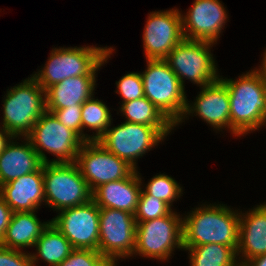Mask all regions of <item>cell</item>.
I'll use <instances>...</instances> for the list:
<instances>
[{
  "label": "cell",
  "mask_w": 266,
  "mask_h": 266,
  "mask_svg": "<svg viewBox=\"0 0 266 266\" xmlns=\"http://www.w3.org/2000/svg\"><path fill=\"white\" fill-rule=\"evenodd\" d=\"M146 62L141 73L144 96L175 126L185 111V89L164 59Z\"/></svg>",
  "instance_id": "cell-5"
},
{
  "label": "cell",
  "mask_w": 266,
  "mask_h": 266,
  "mask_svg": "<svg viewBox=\"0 0 266 266\" xmlns=\"http://www.w3.org/2000/svg\"><path fill=\"white\" fill-rule=\"evenodd\" d=\"M214 43L183 39L164 59L185 89V79L200 88L220 79L211 53Z\"/></svg>",
  "instance_id": "cell-8"
},
{
  "label": "cell",
  "mask_w": 266,
  "mask_h": 266,
  "mask_svg": "<svg viewBox=\"0 0 266 266\" xmlns=\"http://www.w3.org/2000/svg\"><path fill=\"white\" fill-rule=\"evenodd\" d=\"M184 39L216 44L229 17L220 0H195L185 15L182 14Z\"/></svg>",
  "instance_id": "cell-16"
},
{
  "label": "cell",
  "mask_w": 266,
  "mask_h": 266,
  "mask_svg": "<svg viewBox=\"0 0 266 266\" xmlns=\"http://www.w3.org/2000/svg\"><path fill=\"white\" fill-rule=\"evenodd\" d=\"M143 188L145 193L162 200L171 208L173 202L178 200L183 194V187L174 178L164 173L153 176Z\"/></svg>",
  "instance_id": "cell-27"
},
{
  "label": "cell",
  "mask_w": 266,
  "mask_h": 266,
  "mask_svg": "<svg viewBox=\"0 0 266 266\" xmlns=\"http://www.w3.org/2000/svg\"><path fill=\"white\" fill-rule=\"evenodd\" d=\"M263 55L262 57V64L259 67H254L255 70L260 74L262 81L266 85V49L264 50V53L261 54ZM258 68V69H257Z\"/></svg>",
  "instance_id": "cell-36"
},
{
  "label": "cell",
  "mask_w": 266,
  "mask_h": 266,
  "mask_svg": "<svg viewBox=\"0 0 266 266\" xmlns=\"http://www.w3.org/2000/svg\"><path fill=\"white\" fill-rule=\"evenodd\" d=\"M115 49L113 47H59L53 48L43 68L32 76L46 90L48 87L80 75H97L101 66L108 63Z\"/></svg>",
  "instance_id": "cell-3"
},
{
  "label": "cell",
  "mask_w": 266,
  "mask_h": 266,
  "mask_svg": "<svg viewBox=\"0 0 266 266\" xmlns=\"http://www.w3.org/2000/svg\"><path fill=\"white\" fill-rule=\"evenodd\" d=\"M121 107V108H120ZM119 107L121 116L126 122L155 127L165 138L174 130L175 126L159 111V109L145 96Z\"/></svg>",
  "instance_id": "cell-24"
},
{
  "label": "cell",
  "mask_w": 266,
  "mask_h": 266,
  "mask_svg": "<svg viewBox=\"0 0 266 266\" xmlns=\"http://www.w3.org/2000/svg\"><path fill=\"white\" fill-rule=\"evenodd\" d=\"M34 247L36 253H30L32 266H37L40 259L49 266H58L74 250L69 240L52 223L42 232Z\"/></svg>",
  "instance_id": "cell-23"
},
{
  "label": "cell",
  "mask_w": 266,
  "mask_h": 266,
  "mask_svg": "<svg viewBox=\"0 0 266 266\" xmlns=\"http://www.w3.org/2000/svg\"><path fill=\"white\" fill-rule=\"evenodd\" d=\"M116 92L122 97V102H129L144 97L141 72H130L116 81Z\"/></svg>",
  "instance_id": "cell-30"
},
{
  "label": "cell",
  "mask_w": 266,
  "mask_h": 266,
  "mask_svg": "<svg viewBox=\"0 0 266 266\" xmlns=\"http://www.w3.org/2000/svg\"><path fill=\"white\" fill-rule=\"evenodd\" d=\"M182 217L176 211L137 223L133 256L168 261L174 250L183 248Z\"/></svg>",
  "instance_id": "cell-7"
},
{
  "label": "cell",
  "mask_w": 266,
  "mask_h": 266,
  "mask_svg": "<svg viewBox=\"0 0 266 266\" xmlns=\"http://www.w3.org/2000/svg\"><path fill=\"white\" fill-rule=\"evenodd\" d=\"M183 248L189 251L190 266H240L236 252L227 245L205 244Z\"/></svg>",
  "instance_id": "cell-25"
},
{
  "label": "cell",
  "mask_w": 266,
  "mask_h": 266,
  "mask_svg": "<svg viewBox=\"0 0 266 266\" xmlns=\"http://www.w3.org/2000/svg\"><path fill=\"white\" fill-rule=\"evenodd\" d=\"M42 171L45 206L56 213L92 199V192L76 163H43Z\"/></svg>",
  "instance_id": "cell-6"
},
{
  "label": "cell",
  "mask_w": 266,
  "mask_h": 266,
  "mask_svg": "<svg viewBox=\"0 0 266 266\" xmlns=\"http://www.w3.org/2000/svg\"><path fill=\"white\" fill-rule=\"evenodd\" d=\"M0 266H32L30 253L0 245Z\"/></svg>",
  "instance_id": "cell-32"
},
{
  "label": "cell",
  "mask_w": 266,
  "mask_h": 266,
  "mask_svg": "<svg viewBox=\"0 0 266 266\" xmlns=\"http://www.w3.org/2000/svg\"><path fill=\"white\" fill-rule=\"evenodd\" d=\"M134 170L127 178L100 185L92 192V200L100 208H111L134 214L143 180Z\"/></svg>",
  "instance_id": "cell-19"
},
{
  "label": "cell",
  "mask_w": 266,
  "mask_h": 266,
  "mask_svg": "<svg viewBox=\"0 0 266 266\" xmlns=\"http://www.w3.org/2000/svg\"><path fill=\"white\" fill-rule=\"evenodd\" d=\"M142 39L146 60L165 59L184 39L181 11L172 8L150 12Z\"/></svg>",
  "instance_id": "cell-14"
},
{
  "label": "cell",
  "mask_w": 266,
  "mask_h": 266,
  "mask_svg": "<svg viewBox=\"0 0 266 266\" xmlns=\"http://www.w3.org/2000/svg\"><path fill=\"white\" fill-rule=\"evenodd\" d=\"M0 194L13 212L37 211L45 204L42 167L1 185Z\"/></svg>",
  "instance_id": "cell-17"
},
{
  "label": "cell",
  "mask_w": 266,
  "mask_h": 266,
  "mask_svg": "<svg viewBox=\"0 0 266 266\" xmlns=\"http://www.w3.org/2000/svg\"><path fill=\"white\" fill-rule=\"evenodd\" d=\"M164 139L166 138L155 127L124 121L112 128L110 125L98 142L138 170V159Z\"/></svg>",
  "instance_id": "cell-10"
},
{
  "label": "cell",
  "mask_w": 266,
  "mask_h": 266,
  "mask_svg": "<svg viewBox=\"0 0 266 266\" xmlns=\"http://www.w3.org/2000/svg\"><path fill=\"white\" fill-rule=\"evenodd\" d=\"M13 211L0 194V245H2L6 229L10 223Z\"/></svg>",
  "instance_id": "cell-33"
},
{
  "label": "cell",
  "mask_w": 266,
  "mask_h": 266,
  "mask_svg": "<svg viewBox=\"0 0 266 266\" xmlns=\"http://www.w3.org/2000/svg\"><path fill=\"white\" fill-rule=\"evenodd\" d=\"M96 75H80L64 79L46 89L47 109L82 107L94 95Z\"/></svg>",
  "instance_id": "cell-21"
},
{
  "label": "cell",
  "mask_w": 266,
  "mask_h": 266,
  "mask_svg": "<svg viewBox=\"0 0 266 266\" xmlns=\"http://www.w3.org/2000/svg\"><path fill=\"white\" fill-rule=\"evenodd\" d=\"M242 266H266V254L254 257L246 261Z\"/></svg>",
  "instance_id": "cell-35"
},
{
  "label": "cell",
  "mask_w": 266,
  "mask_h": 266,
  "mask_svg": "<svg viewBox=\"0 0 266 266\" xmlns=\"http://www.w3.org/2000/svg\"><path fill=\"white\" fill-rule=\"evenodd\" d=\"M27 138L43 163H76L84 143L73 130L60 123L53 112L47 110L35 123ZM45 151L53 154L56 159H47Z\"/></svg>",
  "instance_id": "cell-9"
},
{
  "label": "cell",
  "mask_w": 266,
  "mask_h": 266,
  "mask_svg": "<svg viewBox=\"0 0 266 266\" xmlns=\"http://www.w3.org/2000/svg\"><path fill=\"white\" fill-rule=\"evenodd\" d=\"M58 266H116V264L98 251L74 249Z\"/></svg>",
  "instance_id": "cell-29"
},
{
  "label": "cell",
  "mask_w": 266,
  "mask_h": 266,
  "mask_svg": "<svg viewBox=\"0 0 266 266\" xmlns=\"http://www.w3.org/2000/svg\"><path fill=\"white\" fill-rule=\"evenodd\" d=\"M182 217L183 246L222 244L235 252L239 243V209L226 204H202Z\"/></svg>",
  "instance_id": "cell-1"
},
{
  "label": "cell",
  "mask_w": 266,
  "mask_h": 266,
  "mask_svg": "<svg viewBox=\"0 0 266 266\" xmlns=\"http://www.w3.org/2000/svg\"><path fill=\"white\" fill-rule=\"evenodd\" d=\"M47 111L53 112L60 123L73 130L82 139V107L47 109Z\"/></svg>",
  "instance_id": "cell-31"
},
{
  "label": "cell",
  "mask_w": 266,
  "mask_h": 266,
  "mask_svg": "<svg viewBox=\"0 0 266 266\" xmlns=\"http://www.w3.org/2000/svg\"><path fill=\"white\" fill-rule=\"evenodd\" d=\"M198 93L192 103H189L190 101L187 99L184 114L175 127L185 122L188 116L198 115L215 131L220 132L227 129L233 136L241 138L230 126V98L226 85L219 79L212 84L201 87Z\"/></svg>",
  "instance_id": "cell-15"
},
{
  "label": "cell",
  "mask_w": 266,
  "mask_h": 266,
  "mask_svg": "<svg viewBox=\"0 0 266 266\" xmlns=\"http://www.w3.org/2000/svg\"><path fill=\"white\" fill-rule=\"evenodd\" d=\"M12 138L13 136L4 127L1 126L0 127V153L5 149L6 145L12 140Z\"/></svg>",
  "instance_id": "cell-34"
},
{
  "label": "cell",
  "mask_w": 266,
  "mask_h": 266,
  "mask_svg": "<svg viewBox=\"0 0 266 266\" xmlns=\"http://www.w3.org/2000/svg\"><path fill=\"white\" fill-rule=\"evenodd\" d=\"M100 207L91 199L88 203L59 211L51 219L74 249L98 251Z\"/></svg>",
  "instance_id": "cell-13"
},
{
  "label": "cell",
  "mask_w": 266,
  "mask_h": 266,
  "mask_svg": "<svg viewBox=\"0 0 266 266\" xmlns=\"http://www.w3.org/2000/svg\"><path fill=\"white\" fill-rule=\"evenodd\" d=\"M82 140H96L106 132L107 128L113 123L112 114L108 106L103 102V100L95 99L93 95L91 98L87 99L82 104ZM90 129V131H95L90 136L85 134V129Z\"/></svg>",
  "instance_id": "cell-26"
},
{
  "label": "cell",
  "mask_w": 266,
  "mask_h": 266,
  "mask_svg": "<svg viewBox=\"0 0 266 266\" xmlns=\"http://www.w3.org/2000/svg\"><path fill=\"white\" fill-rule=\"evenodd\" d=\"M0 124L13 137H27L47 110L46 90L31 76L6 91Z\"/></svg>",
  "instance_id": "cell-4"
},
{
  "label": "cell",
  "mask_w": 266,
  "mask_h": 266,
  "mask_svg": "<svg viewBox=\"0 0 266 266\" xmlns=\"http://www.w3.org/2000/svg\"><path fill=\"white\" fill-rule=\"evenodd\" d=\"M172 211V208L167 203L154 196H150L145 193L142 188L139 201L133 215L136 223H139L169 215Z\"/></svg>",
  "instance_id": "cell-28"
},
{
  "label": "cell",
  "mask_w": 266,
  "mask_h": 266,
  "mask_svg": "<svg viewBox=\"0 0 266 266\" xmlns=\"http://www.w3.org/2000/svg\"><path fill=\"white\" fill-rule=\"evenodd\" d=\"M262 254H266V207L264 204L256 205L245 213L240 211L239 243L236 251L240 266Z\"/></svg>",
  "instance_id": "cell-18"
},
{
  "label": "cell",
  "mask_w": 266,
  "mask_h": 266,
  "mask_svg": "<svg viewBox=\"0 0 266 266\" xmlns=\"http://www.w3.org/2000/svg\"><path fill=\"white\" fill-rule=\"evenodd\" d=\"M223 78L230 98V126L240 136L266 126V85L260 74L253 69L235 80Z\"/></svg>",
  "instance_id": "cell-2"
},
{
  "label": "cell",
  "mask_w": 266,
  "mask_h": 266,
  "mask_svg": "<svg viewBox=\"0 0 266 266\" xmlns=\"http://www.w3.org/2000/svg\"><path fill=\"white\" fill-rule=\"evenodd\" d=\"M19 139L21 137H13L0 153V186L23 175L38 171L43 165L31 141L24 137L23 143H19L17 142Z\"/></svg>",
  "instance_id": "cell-20"
},
{
  "label": "cell",
  "mask_w": 266,
  "mask_h": 266,
  "mask_svg": "<svg viewBox=\"0 0 266 266\" xmlns=\"http://www.w3.org/2000/svg\"><path fill=\"white\" fill-rule=\"evenodd\" d=\"M36 213L37 211L13 212L1 246L20 251L33 248L42 232L51 223V220L41 222Z\"/></svg>",
  "instance_id": "cell-22"
},
{
  "label": "cell",
  "mask_w": 266,
  "mask_h": 266,
  "mask_svg": "<svg viewBox=\"0 0 266 266\" xmlns=\"http://www.w3.org/2000/svg\"><path fill=\"white\" fill-rule=\"evenodd\" d=\"M76 164L91 192L102 184L127 178L135 170L96 140L84 141Z\"/></svg>",
  "instance_id": "cell-12"
},
{
  "label": "cell",
  "mask_w": 266,
  "mask_h": 266,
  "mask_svg": "<svg viewBox=\"0 0 266 266\" xmlns=\"http://www.w3.org/2000/svg\"><path fill=\"white\" fill-rule=\"evenodd\" d=\"M98 252L111 259L116 265L118 260L133 256L135 250L136 220L126 211L100 208Z\"/></svg>",
  "instance_id": "cell-11"
}]
</instances>
